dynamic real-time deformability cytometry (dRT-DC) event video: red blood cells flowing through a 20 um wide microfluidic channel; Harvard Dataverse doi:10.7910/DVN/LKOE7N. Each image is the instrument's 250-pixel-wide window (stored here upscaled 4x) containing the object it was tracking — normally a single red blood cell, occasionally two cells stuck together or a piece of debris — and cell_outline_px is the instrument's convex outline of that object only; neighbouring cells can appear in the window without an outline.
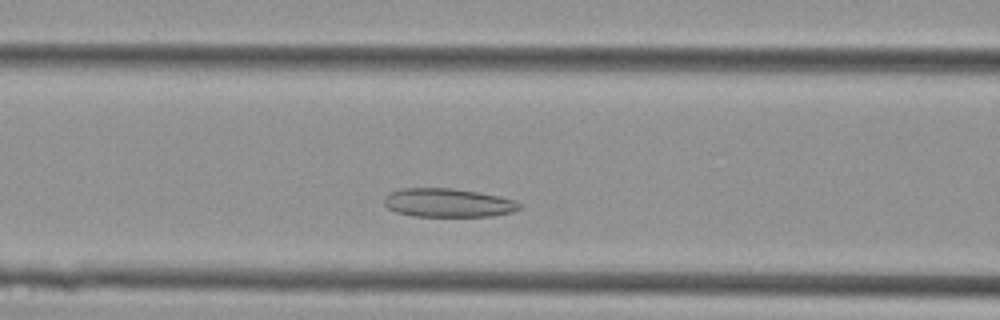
{"species": "Egyptian fruit bat (a non-hibernating species)", "species_latin": "Rousettus aegyptiacus", "temperature_condition": "cold", "stored_images_in_passage": 33, "camera_frame_rate_fps": 3000, "um_per_image_px": 0.085, "animal": {"sex": "female"}, "frame": {"image": 1, "passage_image": 7, "time_ms": 2.0, "image_size_px": [1000, 320], "cell_outline_px": [[524, 204], [520, 208], [512, 212], [492, 216], [412, 216], [396, 212], [388, 208], [384, 204], [384, 196], [388, 192], [400, 188], [452, 188], [500, 196], [516, 200]], "centroid_in_image_um": [38.08, 17.23], "position_along_channel_um": 128.5, "area_um2": 22.83}}
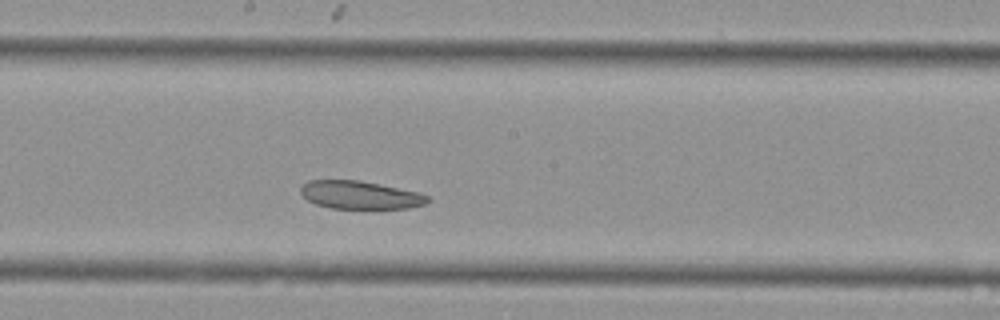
{"frame": {"image": 2, "passage_image": 13, "time_ms": 4.0, "image_size_px": [1000, 320], "cell_outline_px": [[432, 200], [424, 204], [408, 208], [332, 208], [316, 204], [308, 200], [300, 192], [300, 188], [308, 180], [360, 180], [420, 192], [428, 196]], "centroid_in_image_um": [30.64, 16.56], "position_along_channel_um": 217.6, "area_um2": 20.69}}
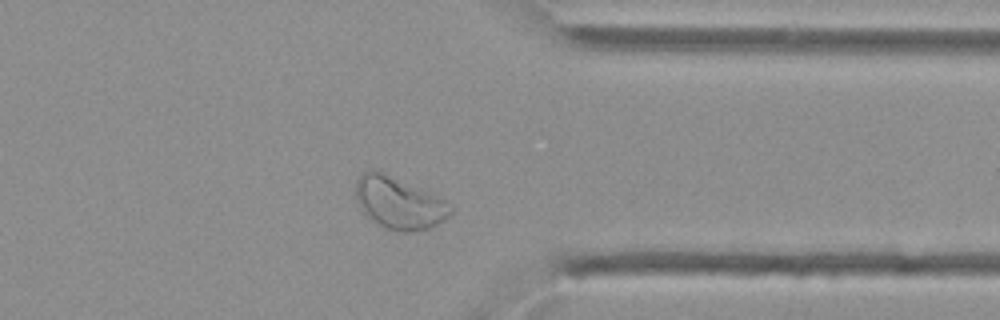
{"frame": {"image": 3, "passage_image": 24, "time_ms": 7.667, "image_size_px": [1000, 320], "cell_outline_px": [[452, 212], [444, 220], [428, 228], [408, 232], [400, 232], [388, 228], [380, 224], [368, 216], [364, 212], [356, 200], [356, 180], [368, 168], [376, 168], [428, 192], [436, 196], [452, 208]], "centroid_in_image_um": [33.86, 17.21], "position_along_channel_um": 377.5, "area_um2": 28.21}}